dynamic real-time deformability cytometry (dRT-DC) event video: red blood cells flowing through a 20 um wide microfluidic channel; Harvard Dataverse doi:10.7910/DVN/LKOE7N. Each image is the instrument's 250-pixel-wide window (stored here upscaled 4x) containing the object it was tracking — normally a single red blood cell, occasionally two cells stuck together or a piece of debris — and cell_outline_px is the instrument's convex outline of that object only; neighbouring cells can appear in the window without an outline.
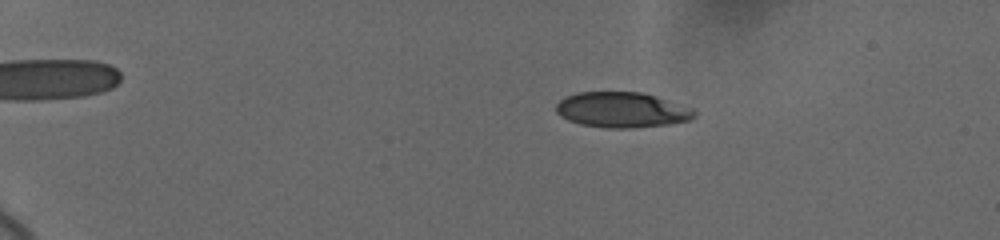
{"species": "human", "species_latin": "Homo sapiens", "temperature_condition": "cold", "stored_images_in_passage": 38, "camera_frame_rate_fps": 3000, "um_per_image_px": 0.085, "donor": {"sex": "female"}, "frame": {"image": 1, "passage_image": 15, "time_ms": 4.333, "image_size_px": [1000, 240], "cell_outline_px": [[696, 116], [688, 120], [668, 124], [628, 128], [608, 128], [580, 124], [568, 120], [560, 116], [556, 112], [556, 104], [564, 96], [576, 92], [644, 92], [692, 108], [696, 112]], "centroid_in_image_um": [52.83, 9.33], "position_along_channel_um": 32.2, "area_um2": 28.55}}
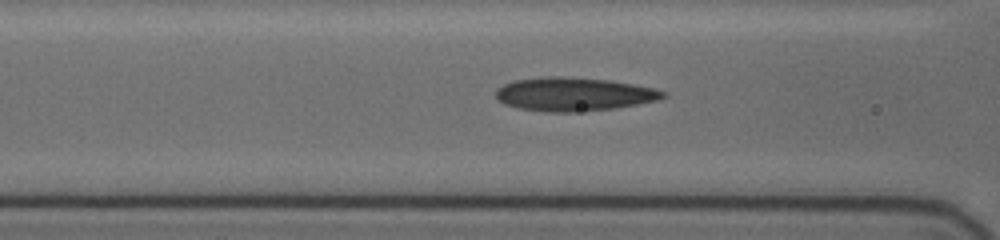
{"frame": {"image": 2, "passage_image": 31, "time_ms": 9.333, "image_size_px": [1000, 240], "cell_outline_px": [[668, 96], [656, 100], [636, 104], [612, 108], [572, 112], [552, 112], [520, 108], [504, 104], [496, 96], [496, 88], [504, 84], [516, 80], [548, 76], [560, 76], [608, 80], [632, 84], [652, 88], [668, 92]], "centroid_in_image_um": [48.77, 8.0], "position_along_channel_um": 117.8, "area_um2": 32.25}}
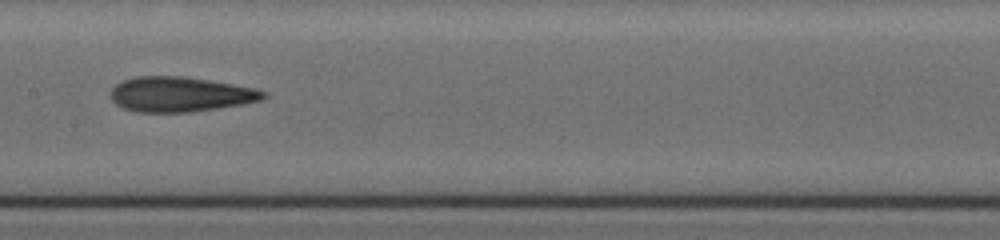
{"frame": {"image": 3, "passage_image": 37, "time_ms": 11.333, "image_size_px": [1000, 240], "cell_outline_px": [[268, 96], [260, 100], [240, 104], [216, 108], [188, 112], [136, 112], [124, 108], [116, 104], [108, 96], [108, 92], [116, 84], [124, 80], [136, 76], [180, 76], [208, 80], [256, 88], [268, 92]], "centroid_in_image_um": [15.28, 8.01], "position_along_channel_um": 192.1, "area_um2": 31.1}}